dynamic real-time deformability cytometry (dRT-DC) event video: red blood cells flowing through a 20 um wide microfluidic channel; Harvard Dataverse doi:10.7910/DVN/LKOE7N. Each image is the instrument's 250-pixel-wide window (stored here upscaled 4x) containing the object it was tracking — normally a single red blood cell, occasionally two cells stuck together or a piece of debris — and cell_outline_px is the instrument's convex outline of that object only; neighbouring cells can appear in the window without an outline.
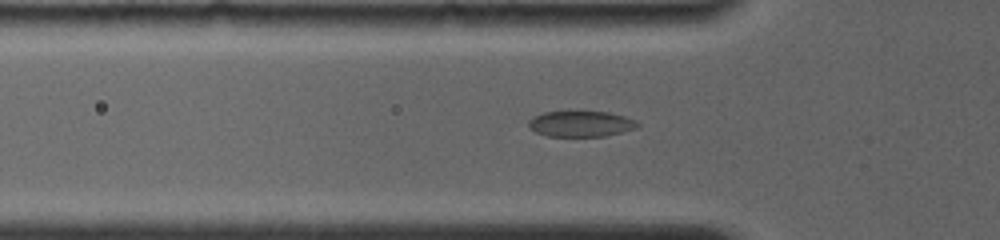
{"species": "common noctule bat (a hibernating species)", "species_latin": "Nyctalus noctula", "temperature_condition": "room temperature", "stored_images_in_passage": 14, "camera_frame_rate_fps": 4000, "um_per_image_px": 0.085, "animal": {"sex": "female", "body_mass_g": 19.0, "forearm_length_mm": 56.7}, "frame": {"image": 1, "passage_image": 4, "time_ms": 1.25, "image_size_px": [1000, 240], "cell_outline_px": [[640, 124], [636, 128], [604, 136], [548, 136], [536, 132], [528, 124], [528, 120], [544, 112], [608, 112], [624, 116], [636, 120]], "centroid_in_image_um": [49.39, 10.53], "position_along_channel_um": 76.4, "area_um2": 16.07}}
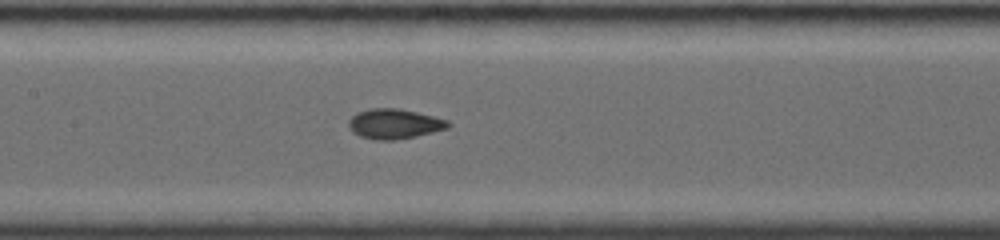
{"frame": {"image": 2, "passage_image": 10, "time_ms": 3.75, "image_size_px": [1000, 240], "cell_outline_px": [[452, 124], [448, 128], [416, 136], [392, 140], [376, 140], [360, 136], [352, 132], [348, 124], [348, 120], [356, 112], [372, 108], [396, 108], [416, 112], [448, 120]], "centroid_in_image_um": [33.5, 10.52], "position_along_channel_um": 173.9, "area_um2": 17.28}}
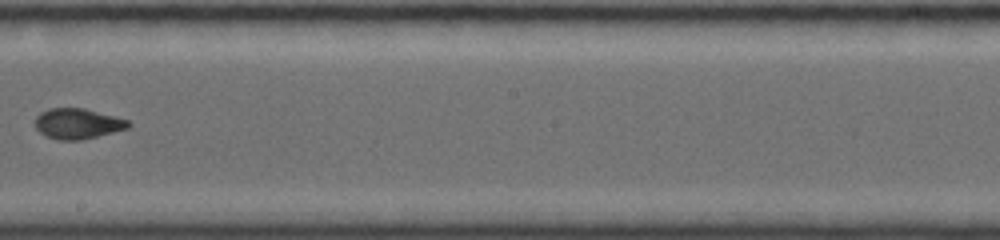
{"frame": {"image": 3, "passage_image": 13, "time_ms": 5.5, "image_size_px": [1000, 240], "cell_outline_px": [[132, 124], [128, 128], [80, 140], [60, 140], [44, 136], [36, 128], [36, 116], [40, 112], [48, 108], [84, 108], [128, 120]], "centroid_in_image_um": [6.57, 10.5], "position_along_channel_um": 241.6, "area_um2": 16.42}}